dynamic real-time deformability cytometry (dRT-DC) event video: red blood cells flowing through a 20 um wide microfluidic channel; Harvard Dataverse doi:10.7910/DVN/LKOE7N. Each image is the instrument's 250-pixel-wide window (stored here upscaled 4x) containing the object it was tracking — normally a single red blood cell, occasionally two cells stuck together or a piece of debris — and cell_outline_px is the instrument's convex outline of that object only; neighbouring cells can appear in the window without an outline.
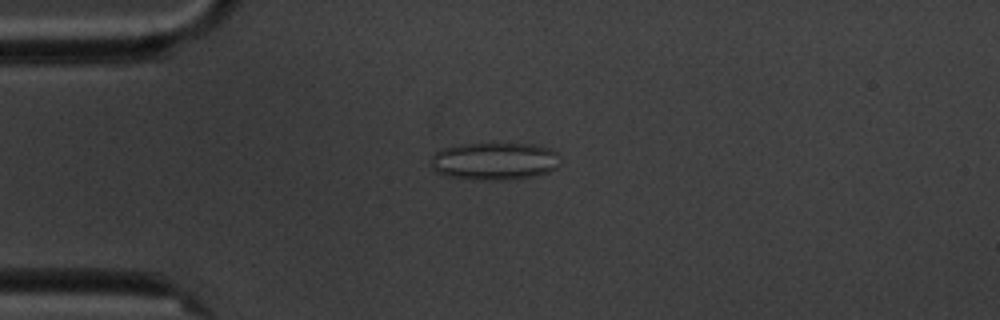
{"species": "common noctule bat (a hibernating species)", "species_latin": "Nyctalus noctula", "temperature_condition": "cold", "stored_images_in_passage": 6, "camera_frame_rate_fps": 3000, "um_per_image_px": 0.085, "animal": {"sex": "male", "body_mass_g": 20.1, "forearm_length_mm": 53.5}, "frame": {"image": 1, "passage_image": 4, "time_ms": 3.333, "image_size_px": [1000, 320], "cell_outline_px": [[560, 164], [556, 168], [548, 172], [532, 176], [500, 180], [484, 180], [448, 176], [436, 172], [428, 164], [428, 160], [436, 152], [444, 148], [460, 144], [536, 144], [552, 148], [560, 156]], "centroid_in_image_um": [42.03, 13.69], "position_along_channel_um": 43.0, "area_um2": 28.5}}
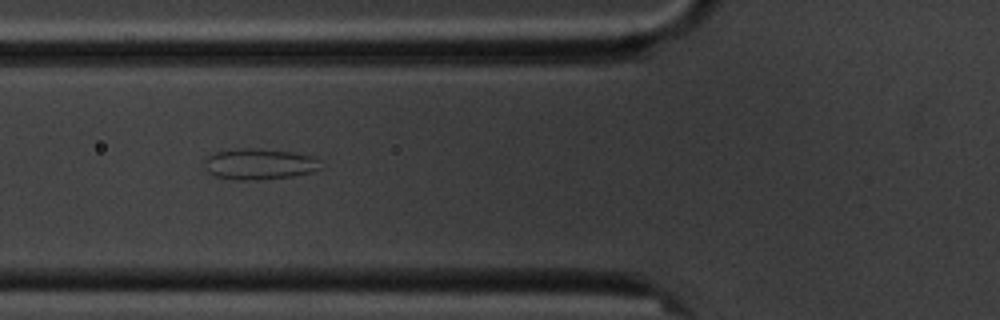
{"frame": {"image": 2, "passage_image": 6, "time_ms": 5.667, "image_size_px": [1000, 320], "cell_outline_px": [[324, 168], [312, 172], [292, 176], [260, 180], [236, 180], [216, 176], [208, 172], [204, 160], [208, 156], [216, 152], [240, 148], [260, 148], [292, 152], [312, 156], [320, 160]], "centroid_in_image_um": [22.1, 13.94], "position_along_channel_um": 103.7, "area_um2": 21.15}}